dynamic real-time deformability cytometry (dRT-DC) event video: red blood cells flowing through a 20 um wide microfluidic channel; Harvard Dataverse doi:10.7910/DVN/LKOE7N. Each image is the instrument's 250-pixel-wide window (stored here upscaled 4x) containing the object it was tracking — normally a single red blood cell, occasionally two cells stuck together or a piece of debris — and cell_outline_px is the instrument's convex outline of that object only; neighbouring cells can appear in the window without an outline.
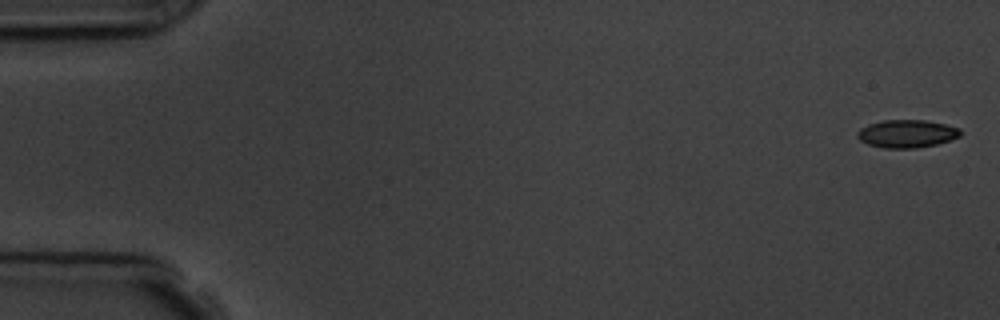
{"species": "common noctule bat (a hibernating species)", "species_latin": "Nyctalus noctula", "temperature_condition": "room temperature", "stored_images_in_passage": 5, "camera_frame_rate_fps": 3000, "um_per_image_px": 0.085, "animal": {"sex": "male", "body_mass_g": 19.5, "forearm_length_mm": 54.6}, "frame": {"image": 1, "passage_image": 1, "time_ms": 0.0, "image_size_px": [1000, 320], "cell_outline_px": [[960, 136], [936, 144], [916, 148], [884, 148], [868, 144], [860, 140], [856, 136], [856, 132], [860, 128], [868, 124], [884, 120], [924, 120], [944, 124], [960, 128]], "centroid_in_image_um": [77.04, 11.36], "position_along_channel_um": 8.0, "area_um2": 16.65}}
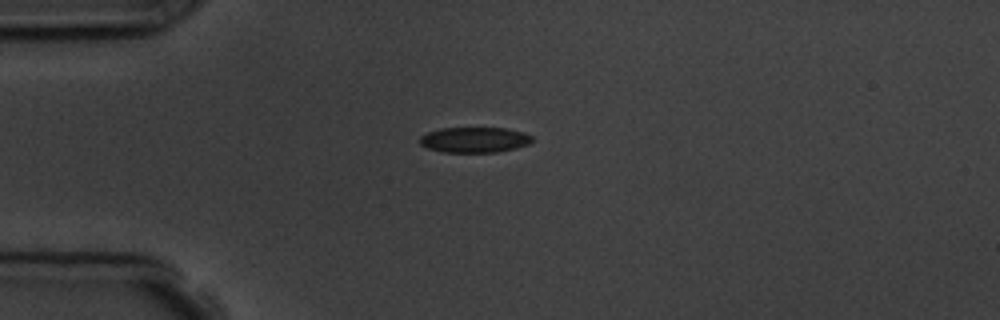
{"frame": {"image": 2, "passage_image": 5, "time_ms": 4.333, "image_size_px": [1000, 320], "cell_outline_px": [[532, 140], [528, 144], [516, 148], [496, 152], [444, 152], [428, 148], [420, 144], [420, 136], [428, 132], [440, 128], [504, 128], [524, 132], [532, 136]], "centroid_in_image_um": [40.33, 11.88], "position_along_channel_um": 44.7, "area_um2": 16.59}}